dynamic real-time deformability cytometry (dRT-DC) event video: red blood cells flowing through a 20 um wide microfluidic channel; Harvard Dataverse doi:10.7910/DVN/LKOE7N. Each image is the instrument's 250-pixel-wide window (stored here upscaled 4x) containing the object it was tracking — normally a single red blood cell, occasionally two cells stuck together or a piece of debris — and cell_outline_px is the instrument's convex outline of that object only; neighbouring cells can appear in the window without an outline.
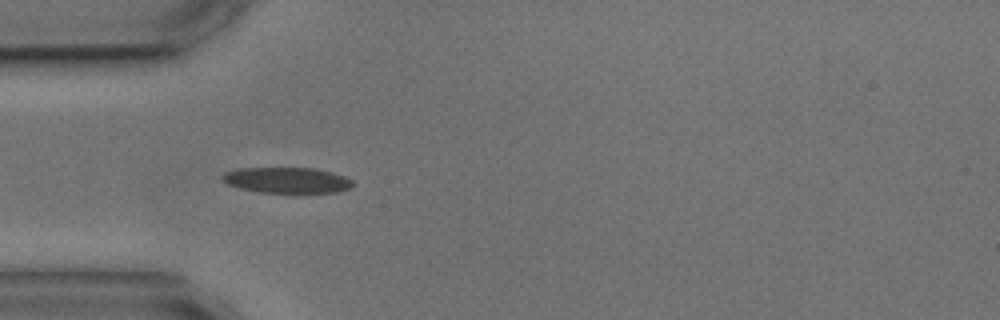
{"species": "common noctule bat (a hibernating species)", "species_latin": "Nyctalus noctula", "temperature_condition": "cold", "stored_images_in_passage": 2, "camera_frame_rate_fps": 3000, "um_per_image_px": 0.085, "animal": {"sex": "male", "body_mass_g": 17.9, "forearm_length_mm": 54.2}, "frame": {"image": 1, "passage_image": 1, "time_ms": 0.0, "image_size_px": [1000, 320], "cell_outline_px": [[356, 184], [348, 188], [336, 192], [260, 192], [240, 188], [228, 184], [220, 176], [224, 172], [236, 168], [316, 168], [332, 172], [344, 176], [352, 180]], "centroid_in_image_um": [24.38, 15.3], "position_along_channel_um": 60.6, "area_um2": 19.48}}